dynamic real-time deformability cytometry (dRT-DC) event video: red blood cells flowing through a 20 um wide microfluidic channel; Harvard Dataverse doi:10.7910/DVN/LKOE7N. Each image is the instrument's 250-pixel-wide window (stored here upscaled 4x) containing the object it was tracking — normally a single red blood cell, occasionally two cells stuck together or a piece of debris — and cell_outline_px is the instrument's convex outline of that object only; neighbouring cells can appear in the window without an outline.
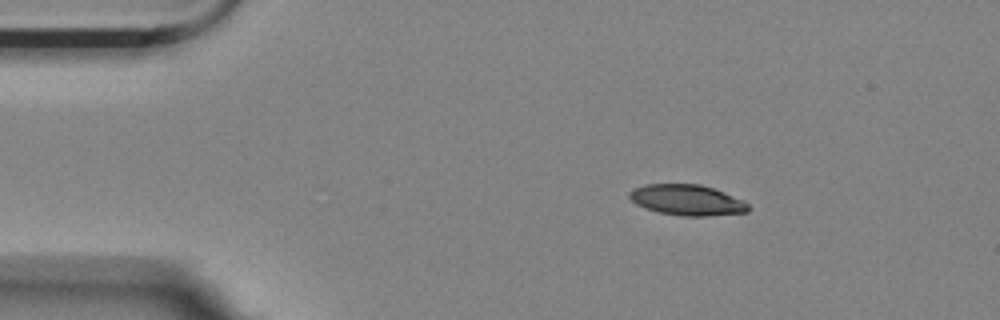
{"species": "Egyptian fruit bat (a non-hibernating species)", "species_latin": "Rousettus aegyptiacus", "temperature_condition": "room temperature", "stored_images_in_passage": 41, "camera_frame_rate_fps": 3000, "um_per_image_px": 0.085, "animal": {"sex": "female"}, "frame": {"image": 1, "passage_image": 1, "time_ms": 0.0, "image_size_px": [1000, 320], "cell_outline_px": [[752, 208], [748, 212], [708, 216], [680, 216], [660, 212], [644, 208], [636, 204], [628, 196], [628, 192], [632, 188], [644, 184], [700, 184], [724, 192], [744, 200]], "centroid_in_image_um": [58.4, 17.0], "position_along_channel_um": 26.6, "area_um2": 21.5}}
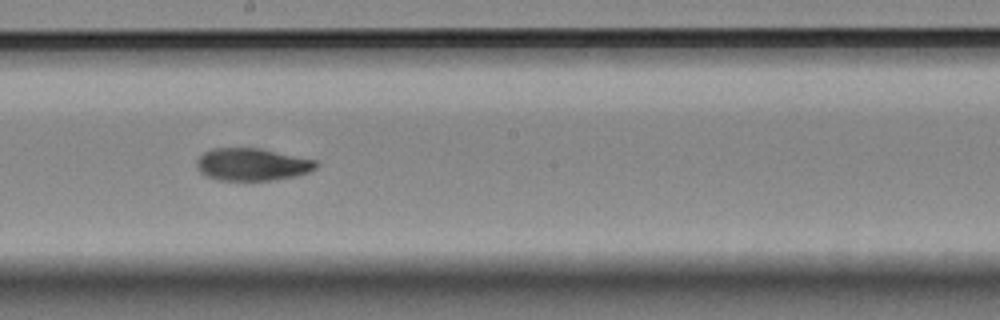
{"frame": {"image": 2, "passage_image": 23, "time_ms": 7.333, "image_size_px": [1000, 320], "cell_outline_px": [[320, 164], [316, 168], [308, 172], [296, 176], [272, 180], [220, 180], [208, 176], [200, 172], [196, 164], [196, 160], [204, 152], [212, 148], [260, 148], [316, 160]], "centroid_in_image_um": [21.45, 13.97], "position_along_channel_um": 226.8, "area_um2": 22.54}}
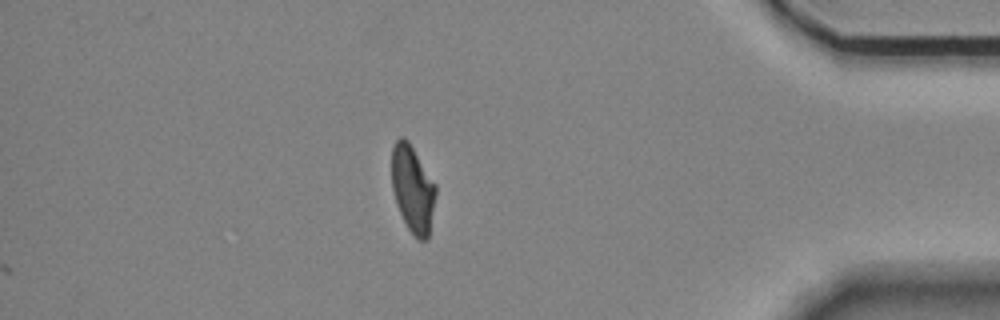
{"frame": {"image": 3, "passage_image": 41, "time_ms": 13.333, "image_size_px": [1000, 320], "cell_outline_px": [[436, 192], [428, 240], [420, 240], [408, 228], [396, 204], [392, 188], [392, 148], [396, 140], [400, 136], [404, 136], [408, 140], [436, 184]], "centroid_in_image_um": [35.08, 16.03], "position_along_channel_um": 400.1, "area_um2": 22.2}, "authors_computed_cell_mechanics": {"area_um2": 22.4842, "velocity_mm_per_s": 3.5235, "shape_relaxation_time_tau1_ms": 9.3079, "shape_relaxation_time_tau2_ms": 4.4509, "deformation_change_tau1": 0.2327, "deformation_change_tau2": 0.1015}}